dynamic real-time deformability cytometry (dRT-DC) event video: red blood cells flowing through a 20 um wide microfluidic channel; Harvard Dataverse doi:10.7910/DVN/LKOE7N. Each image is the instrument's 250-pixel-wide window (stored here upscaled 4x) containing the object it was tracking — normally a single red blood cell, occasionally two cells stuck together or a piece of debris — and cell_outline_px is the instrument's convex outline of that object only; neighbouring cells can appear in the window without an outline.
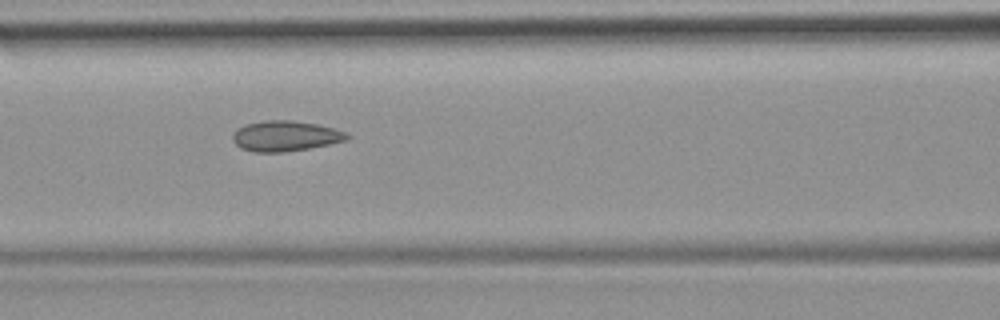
{"species": "common noctule bat (a hibernating species)", "species_latin": "Nyctalus noctula", "temperature_condition": "room temperature", "stored_images_in_passage": 40, "camera_frame_rate_fps": 3000, "um_per_image_px": 0.085, "animal": {"sex": "female", "body_mass_g": 19.9}, "frame": {"image": 1, "passage_image": 12, "time_ms": 3.667, "image_size_px": [1000, 320], "cell_outline_px": [[352, 136], [348, 140], [308, 148], [284, 152], [252, 152], [240, 148], [232, 140], [232, 136], [236, 128], [244, 124], [264, 120], [292, 120], [316, 124], [332, 128], [344, 132]], "centroid_in_image_um": [24.21, 11.56], "position_along_channel_um": 142.4, "area_um2": 20.35}}